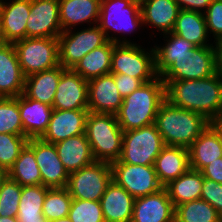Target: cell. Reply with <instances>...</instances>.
Instances as JSON below:
<instances>
[{"label": "cell", "mask_w": 222, "mask_h": 222, "mask_svg": "<svg viewBox=\"0 0 222 222\" xmlns=\"http://www.w3.org/2000/svg\"><path fill=\"white\" fill-rule=\"evenodd\" d=\"M120 95L125 98L138 89L144 82L127 74H112Z\"/></svg>", "instance_id": "obj_43"}, {"label": "cell", "mask_w": 222, "mask_h": 222, "mask_svg": "<svg viewBox=\"0 0 222 222\" xmlns=\"http://www.w3.org/2000/svg\"><path fill=\"white\" fill-rule=\"evenodd\" d=\"M214 123L222 132V114L215 120Z\"/></svg>", "instance_id": "obj_49"}, {"label": "cell", "mask_w": 222, "mask_h": 222, "mask_svg": "<svg viewBox=\"0 0 222 222\" xmlns=\"http://www.w3.org/2000/svg\"><path fill=\"white\" fill-rule=\"evenodd\" d=\"M219 213L202 199L175 206V222H220Z\"/></svg>", "instance_id": "obj_35"}, {"label": "cell", "mask_w": 222, "mask_h": 222, "mask_svg": "<svg viewBox=\"0 0 222 222\" xmlns=\"http://www.w3.org/2000/svg\"><path fill=\"white\" fill-rule=\"evenodd\" d=\"M73 198L67 188H53L47 191L42 213L49 221L68 217Z\"/></svg>", "instance_id": "obj_36"}, {"label": "cell", "mask_w": 222, "mask_h": 222, "mask_svg": "<svg viewBox=\"0 0 222 222\" xmlns=\"http://www.w3.org/2000/svg\"><path fill=\"white\" fill-rule=\"evenodd\" d=\"M212 45L198 47L192 56L172 58V64L160 75L162 81L203 79L215 75L216 52Z\"/></svg>", "instance_id": "obj_10"}, {"label": "cell", "mask_w": 222, "mask_h": 222, "mask_svg": "<svg viewBox=\"0 0 222 222\" xmlns=\"http://www.w3.org/2000/svg\"><path fill=\"white\" fill-rule=\"evenodd\" d=\"M111 181V163L95 161L69 173L66 188L73 199L100 201Z\"/></svg>", "instance_id": "obj_8"}, {"label": "cell", "mask_w": 222, "mask_h": 222, "mask_svg": "<svg viewBox=\"0 0 222 222\" xmlns=\"http://www.w3.org/2000/svg\"><path fill=\"white\" fill-rule=\"evenodd\" d=\"M203 182L204 177L201 171L190 168L177 179L170 181L164 188L175 207L200 199Z\"/></svg>", "instance_id": "obj_29"}, {"label": "cell", "mask_w": 222, "mask_h": 222, "mask_svg": "<svg viewBox=\"0 0 222 222\" xmlns=\"http://www.w3.org/2000/svg\"><path fill=\"white\" fill-rule=\"evenodd\" d=\"M25 76L12 43L0 46V97H18L24 93Z\"/></svg>", "instance_id": "obj_20"}, {"label": "cell", "mask_w": 222, "mask_h": 222, "mask_svg": "<svg viewBox=\"0 0 222 222\" xmlns=\"http://www.w3.org/2000/svg\"><path fill=\"white\" fill-rule=\"evenodd\" d=\"M131 3L138 5L139 7H141L142 5H144L148 0H129Z\"/></svg>", "instance_id": "obj_50"}, {"label": "cell", "mask_w": 222, "mask_h": 222, "mask_svg": "<svg viewBox=\"0 0 222 222\" xmlns=\"http://www.w3.org/2000/svg\"><path fill=\"white\" fill-rule=\"evenodd\" d=\"M0 222H18L17 217H1L0 216Z\"/></svg>", "instance_id": "obj_48"}, {"label": "cell", "mask_w": 222, "mask_h": 222, "mask_svg": "<svg viewBox=\"0 0 222 222\" xmlns=\"http://www.w3.org/2000/svg\"><path fill=\"white\" fill-rule=\"evenodd\" d=\"M170 34V40H167L163 47L154 48L155 53V69L158 76H160L171 64L172 58H183L192 56L193 52L198 48L193 43L183 39L174 33Z\"/></svg>", "instance_id": "obj_33"}, {"label": "cell", "mask_w": 222, "mask_h": 222, "mask_svg": "<svg viewBox=\"0 0 222 222\" xmlns=\"http://www.w3.org/2000/svg\"><path fill=\"white\" fill-rule=\"evenodd\" d=\"M188 151L190 168L201 171L222 157V132L215 123H209Z\"/></svg>", "instance_id": "obj_19"}, {"label": "cell", "mask_w": 222, "mask_h": 222, "mask_svg": "<svg viewBox=\"0 0 222 222\" xmlns=\"http://www.w3.org/2000/svg\"><path fill=\"white\" fill-rule=\"evenodd\" d=\"M68 217L72 222H105L100 201L73 199Z\"/></svg>", "instance_id": "obj_38"}, {"label": "cell", "mask_w": 222, "mask_h": 222, "mask_svg": "<svg viewBox=\"0 0 222 222\" xmlns=\"http://www.w3.org/2000/svg\"><path fill=\"white\" fill-rule=\"evenodd\" d=\"M112 53L113 42L108 41L105 45L87 53L72 69L86 81L110 74Z\"/></svg>", "instance_id": "obj_31"}, {"label": "cell", "mask_w": 222, "mask_h": 222, "mask_svg": "<svg viewBox=\"0 0 222 222\" xmlns=\"http://www.w3.org/2000/svg\"><path fill=\"white\" fill-rule=\"evenodd\" d=\"M88 113L89 110L53 109L48 127L40 139L55 144L67 138L84 134Z\"/></svg>", "instance_id": "obj_16"}, {"label": "cell", "mask_w": 222, "mask_h": 222, "mask_svg": "<svg viewBox=\"0 0 222 222\" xmlns=\"http://www.w3.org/2000/svg\"><path fill=\"white\" fill-rule=\"evenodd\" d=\"M8 174L20 186L41 185L40 169L35 160L34 150L28 143L9 169Z\"/></svg>", "instance_id": "obj_34"}, {"label": "cell", "mask_w": 222, "mask_h": 222, "mask_svg": "<svg viewBox=\"0 0 222 222\" xmlns=\"http://www.w3.org/2000/svg\"><path fill=\"white\" fill-rule=\"evenodd\" d=\"M135 198L111 181L100 199L105 222H131Z\"/></svg>", "instance_id": "obj_21"}, {"label": "cell", "mask_w": 222, "mask_h": 222, "mask_svg": "<svg viewBox=\"0 0 222 222\" xmlns=\"http://www.w3.org/2000/svg\"><path fill=\"white\" fill-rule=\"evenodd\" d=\"M122 102L123 97L111 73L88 81V110L90 112L116 115Z\"/></svg>", "instance_id": "obj_17"}, {"label": "cell", "mask_w": 222, "mask_h": 222, "mask_svg": "<svg viewBox=\"0 0 222 222\" xmlns=\"http://www.w3.org/2000/svg\"><path fill=\"white\" fill-rule=\"evenodd\" d=\"M107 42L105 33L98 25L76 33L64 31L58 37L59 65L73 68L87 53Z\"/></svg>", "instance_id": "obj_11"}, {"label": "cell", "mask_w": 222, "mask_h": 222, "mask_svg": "<svg viewBox=\"0 0 222 222\" xmlns=\"http://www.w3.org/2000/svg\"><path fill=\"white\" fill-rule=\"evenodd\" d=\"M27 143L28 138L26 136L1 133L0 166L9 171Z\"/></svg>", "instance_id": "obj_39"}, {"label": "cell", "mask_w": 222, "mask_h": 222, "mask_svg": "<svg viewBox=\"0 0 222 222\" xmlns=\"http://www.w3.org/2000/svg\"><path fill=\"white\" fill-rule=\"evenodd\" d=\"M111 167L112 180L134 198L151 195L164 188L154 166L132 165L117 160L111 163Z\"/></svg>", "instance_id": "obj_12"}, {"label": "cell", "mask_w": 222, "mask_h": 222, "mask_svg": "<svg viewBox=\"0 0 222 222\" xmlns=\"http://www.w3.org/2000/svg\"><path fill=\"white\" fill-rule=\"evenodd\" d=\"M175 207L165 188L135 198L131 222H174Z\"/></svg>", "instance_id": "obj_18"}, {"label": "cell", "mask_w": 222, "mask_h": 222, "mask_svg": "<svg viewBox=\"0 0 222 222\" xmlns=\"http://www.w3.org/2000/svg\"><path fill=\"white\" fill-rule=\"evenodd\" d=\"M216 74L222 79V39L215 42Z\"/></svg>", "instance_id": "obj_46"}, {"label": "cell", "mask_w": 222, "mask_h": 222, "mask_svg": "<svg viewBox=\"0 0 222 222\" xmlns=\"http://www.w3.org/2000/svg\"><path fill=\"white\" fill-rule=\"evenodd\" d=\"M180 7L175 0H148L141 6L142 24L150 23L163 33H171Z\"/></svg>", "instance_id": "obj_28"}, {"label": "cell", "mask_w": 222, "mask_h": 222, "mask_svg": "<svg viewBox=\"0 0 222 222\" xmlns=\"http://www.w3.org/2000/svg\"><path fill=\"white\" fill-rule=\"evenodd\" d=\"M99 22L98 26L105 33L108 41L115 44H131L127 40L121 42L116 37H110L109 29L120 31L119 33L133 31L143 23L141 7L129 0H101Z\"/></svg>", "instance_id": "obj_9"}, {"label": "cell", "mask_w": 222, "mask_h": 222, "mask_svg": "<svg viewBox=\"0 0 222 222\" xmlns=\"http://www.w3.org/2000/svg\"><path fill=\"white\" fill-rule=\"evenodd\" d=\"M8 176V170L0 166V188L2 187L3 182L8 178Z\"/></svg>", "instance_id": "obj_47"}, {"label": "cell", "mask_w": 222, "mask_h": 222, "mask_svg": "<svg viewBox=\"0 0 222 222\" xmlns=\"http://www.w3.org/2000/svg\"><path fill=\"white\" fill-rule=\"evenodd\" d=\"M31 9V0H13L3 3L1 29L6 43H14L26 38L27 18Z\"/></svg>", "instance_id": "obj_23"}, {"label": "cell", "mask_w": 222, "mask_h": 222, "mask_svg": "<svg viewBox=\"0 0 222 222\" xmlns=\"http://www.w3.org/2000/svg\"><path fill=\"white\" fill-rule=\"evenodd\" d=\"M26 38H58L62 33L59 0H31Z\"/></svg>", "instance_id": "obj_14"}, {"label": "cell", "mask_w": 222, "mask_h": 222, "mask_svg": "<svg viewBox=\"0 0 222 222\" xmlns=\"http://www.w3.org/2000/svg\"><path fill=\"white\" fill-rule=\"evenodd\" d=\"M181 10L201 13V8L207 10L212 0H175Z\"/></svg>", "instance_id": "obj_45"}, {"label": "cell", "mask_w": 222, "mask_h": 222, "mask_svg": "<svg viewBox=\"0 0 222 222\" xmlns=\"http://www.w3.org/2000/svg\"><path fill=\"white\" fill-rule=\"evenodd\" d=\"M100 5L101 0H59L62 32L70 30L80 22L93 20L95 23H99Z\"/></svg>", "instance_id": "obj_26"}, {"label": "cell", "mask_w": 222, "mask_h": 222, "mask_svg": "<svg viewBox=\"0 0 222 222\" xmlns=\"http://www.w3.org/2000/svg\"><path fill=\"white\" fill-rule=\"evenodd\" d=\"M21 192L22 186L8 176L0 188L1 217H17Z\"/></svg>", "instance_id": "obj_40"}, {"label": "cell", "mask_w": 222, "mask_h": 222, "mask_svg": "<svg viewBox=\"0 0 222 222\" xmlns=\"http://www.w3.org/2000/svg\"><path fill=\"white\" fill-rule=\"evenodd\" d=\"M210 122L202 115L177 106L166 99L159 106L155 125L168 146L189 148Z\"/></svg>", "instance_id": "obj_3"}, {"label": "cell", "mask_w": 222, "mask_h": 222, "mask_svg": "<svg viewBox=\"0 0 222 222\" xmlns=\"http://www.w3.org/2000/svg\"><path fill=\"white\" fill-rule=\"evenodd\" d=\"M5 40L3 38L2 29H1V22H0V46L5 44Z\"/></svg>", "instance_id": "obj_52"}, {"label": "cell", "mask_w": 222, "mask_h": 222, "mask_svg": "<svg viewBox=\"0 0 222 222\" xmlns=\"http://www.w3.org/2000/svg\"><path fill=\"white\" fill-rule=\"evenodd\" d=\"M205 12L207 31L214 33L216 41L222 39V0H212Z\"/></svg>", "instance_id": "obj_41"}, {"label": "cell", "mask_w": 222, "mask_h": 222, "mask_svg": "<svg viewBox=\"0 0 222 222\" xmlns=\"http://www.w3.org/2000/svg\"><path fill=\"white\" fill-rule=\"evenodd\" d=\"M171 32L197 47L211 46L206 44L208 31L205 15L202 12L180 10Z\"/></svg>", "instance_id": "obj_30"}, {"label": "cell", "mask_w": 222, "mask_h": 222, "mask_svg": "<svg viewBox=\"0 0 222 222\" xmlns=\"http://www.w3.org/2000/svg\"><path fill=\"white\" fill-rule=\"evenodd\" d=\"M153 166L159 182L166 186L190 169L189 151L184 147L165 145Z\"/></svg>", "instance_id": "obj_24"}, {"label": "cell", "mask_w": 222, "mask_h": 222, "mask_svg": "<svg viewBox=\"0 0 222 222\" xmlns=\"http://www.w3.org/2000/svg\"><path fill=\"white\" fill-rule=\"evenodd\" d=\"M163 82L165 98L173 106L198 113L210 123L222 114V79L217 74L203 79Z\"/></svg>", "instance_id": "obj_1"}, {"label": "cell", "mask_w": 222, "mask_h": 222, "mask_svg": "<svg viewBox=\"0 0 222 222\" xmlns=\"http://www.w3.org/2000/svg\"><path fill=\"white\" fill-rule=\"evenodd\" d=\"M137 44H115L111 60V74H127L141 79L144 83L158 77L155 69L154 48L150 53Z\"/></svg>", "instance_id": "obj_7"}, {"label": "cell", "mask_w": 222, "mask_h": 222, "mask_svg": "<svg viewBox=\"0 0 222 222\" xmlns=\"http://www.w3.org/2000/svg\"><path fill=\"white\" fill-rule=\"evenodd\" d=\"M60 161L68 173L95 162L86 134L70 137L54 144Z\"/></svg>", "instance_id": "obj_25"}, {"label": "cell", "mask_w": 222, "mask_h": 222, "mask_svg": "<svg viewBox=\"0 0 222 222\" xmlns=\"http://www.w3.org/2000/svg\"><path fill=\"white\" fill-rule=\"evenodd\" d=\"M219 218H220V222H222V213H220Z\"/></svg>", "instance_id": "obj_54"}, {"label": "cell", "mask_w": 222, "mask_h": 222, "mask_svg": "<svg viewBox=\"0 0 222 222\" xmlns=\"http://www.w3.org/2000/svg\"><path fill=\"white\" fill-rule=\"evenodd\" d=\"M201 173L204 178L222 184V157L205 166Z\"/></svg>", "instance_id": "obj_44"}, {"label": "cell", "mask_w": 222, "mask_h": 222, "mask_svg": "<svg viewBox=\"0 0 222 222\" xmlns=\"http://www.w3.org/2000/svg\"><path fill=\"white\" fill-rule=\"evenodd\" d=\"M64 69L62 65H59L53 69L27 76L24 94L32 100L52 106L56 88Z\"/></svg>", "instance_id": "obj_27"}, {"label": "cell", "mask_w": 222, "mask_h": 222, "mask_svg": "<svg viewBox=\"0 0 222 222\" xmlns=\"http://www.w3.org/2000/svg\"><path fill=\"white\" fill-rule=\"evenodd\" d=\"M42 222H51V221H49V220H47V219H44Z\"/></svg>", "instance_id": "obj_55"}, {"label": "cell", "mask_w": 222, "mask_h": 222, "mask_svg": "<svg viewBox=\"0 0 222 222\" xmlns=\"http://www.w3.org/2000/svg\"><path fill=\"white\" fill-rule=\"evenodd\" d=\"M51 222H72V221L69 219V217H65V218H60L58 220H54Z\"/></svg>", "instance_id": "obj_51"}, {"label": "cell", "mask_w": 222, "mask_h": 222, "mask_svg": "<svg viewBox=\"0 0 222 222\" xmlns=\"http://www.w3.org/2000/svg\"><path fill=\"white\" fill-rule=\"evenodd\" d=\"M164 146L155 124L124 131L119 160L132 165L153 166Z\"/></svg>", "instance_id": "obj_5"}, {"label": "cell", "mask_w": 222, "mask_h": 222, "mask_svg": "<svg viewBox=\"0 0 222 222\" xmlns=\"http://www.w3.org/2000/svg\"><path fill=\"white\" fill-rule=\"evenodd\" d=\"M52 107L59 110H88V81L72 68H65Z\"/></svg>", "instance_id": "obj_15"}, {"label": "cell", "mask_w": 222, "mask_h": 222, "mask_svg": "<svg viewBox=\"0 0 222 222\" xmlns=\"http://www.w3.org/2000/svg\"><path fill=\"white\" fill-rule=\"evenodd\" d=\"M49 189L43 185L22 186L18 222H42L45 219L42 207Z\"/></svg>", "instance_id": "obj_32"}, {"label": "cell", "mask_w": 222, "mask_h": 222, "mask_svg": "<svg viewBox=\"0 0 222 222\" xmlns=\"http://www.w3.org/2000/svg\"><path fill=\"white\" fill-rule=\"evenodd\" d=\"M28 144L34 150L35 160L41 173V185L50 189L66 188L69 173L60 161L55 145L40 138H30Z\"/></svg>", "instance_id": "obj_13"}, {"label": "cell", "mask_w": 222, "mask_h": 222, "mask_svg": "<svg viewBox=\"0 0 222 222\" xmlns=\"http://www.w3.org/2000/svg\"><path fill=\"white\" fill-rule=\"evenodd\" d=\"M13 45L25 77L59 66L58 38H25Z\"/></svg>", "instance_id": "obj_6"}, {"label": "cell", "mask_w": 222, "mask_h": 222, "mask_svg": "<svg viewBox=\"0 0 222 222\" xmlns=\"http://www.w3.org/2000/svg\"><path fill=\"white\" fill-rule=\"evenodd\" d=\"M25 136L18 97H0V134Z\"/></svg>", "instance_id": "obj_37"}, {"label": "cell", "mask_w": 222, "mask_h": 222, "mask_svg": "<svg viewBox=\"0 0 222 222\" xmlns=\"http://www.w3.org/2000/svg\"><path fill=\"white\" fill-rule=\"evenodd\" d=\"M123 132L116 115L89 111L85 134L95 161L112 163L120 159Z\"/></svg>", "instance_id": "obj_4"}, {"label": "cell", "mask_w": 222, "mask_h": 222, "mask_svg": "<svg viewBox=\"0 0 222 222\" xmlns=\"http://www.w3.org/2000/svg\"><path fill=\"white\" fill-rule=\"evenodd\" d=\"M3 3H4V2H2V0H0V19H1V12H2Z\"/></svg>", "instance_id": "obj_53"}, {"label": "cell", "mask_w": 222, "mask_h": 222, "mask_svg": "<svg viewBox=\"0 0 222 222\" xmlns=\"http://www.w3.org/2000/svg\"><path fill=\"white\" fill-rule=\"evenodd\" d=\"M200 199L208 202L219 214L222 213V184L204 178Z\"/></svg>", "instance_id": "obj_42"}, {"label": "cell", "mask_w": 222, "mask_h": 222, "mask_svg": "<svg viewBox=\"0 0 222 222\" xmlns=\"http://www.w3.org/2000/svg\"><path fill=\"white\" fill-rule=\"evenodd\" d=\"M19 111L25 136L40 138L48 127L53 107L28 98L24 93L19 95Z\"/></svg>", "instance_id": "obj_22"}, {"label": "cell", "mask_w": 222, "mask_h": 222, "mask_svg": "<svg viewBox=\"0 0 222 222\" xmlns=\"http://www.w3.org/2000/svg\"><path fill=\"white\" fill-rule=\"evenodd\" d=\"M165 99V83L160 76L143 83L123 98L120 110L116 114L121 129L129 131L155 124L159 106Z\"/></svg>", "instance_id": "obj_2"}]
</instances>
